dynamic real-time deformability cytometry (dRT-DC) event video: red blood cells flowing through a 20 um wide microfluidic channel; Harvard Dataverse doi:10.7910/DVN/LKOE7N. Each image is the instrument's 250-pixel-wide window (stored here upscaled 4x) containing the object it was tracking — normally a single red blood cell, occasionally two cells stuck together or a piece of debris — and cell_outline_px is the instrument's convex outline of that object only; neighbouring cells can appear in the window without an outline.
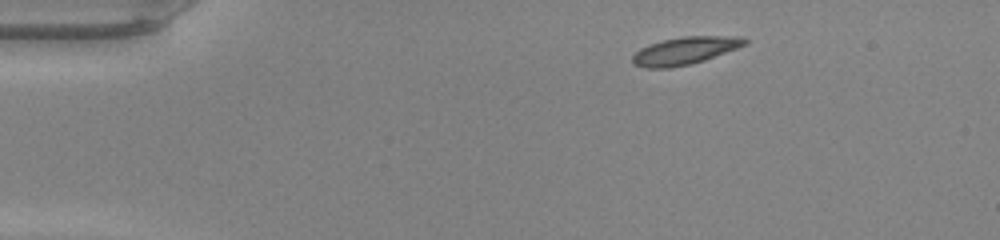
{"species": "common noctule bat (a hibernating species)", "species_latin": "Nyctalus noctula", "temperature_condition": "warm", "stored_images_in_passage": 42, "camera_frame_rate_fps": 3000, "um_per_image_px": 0.085, "animal": {"sex": "male", "body_mass_g": 20.0, "forearm_length_mm": 53.3}, "frame": {"image": 1, "passage_image": 1, "time_ms": 0.0, "image_size_px": [1000, 240], "cell_outline_px": [[748, 44], [704, 60], [688, 64], [668, 68], [644, 68], [632, 64], [632, 56], [640, 48], [648, 44], [664, 40], [684, 36], [744, 36], [748, 40]], "centroid_in_image_um": [58.22, 4.3], "position_along_channel_um": 26.8, "area_um2": 18.03}}
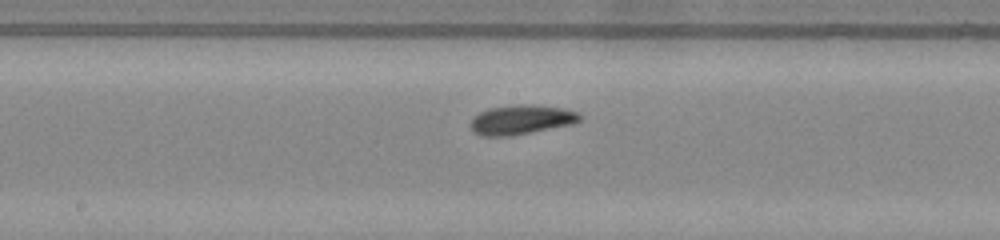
{"frame": {"image": 2, "passage_image": 19, "time_ms": 6.0, "image_size_px": [1000, 240], "cell_outline_px": [[584, 116], [580, 120], [572, 124], [512, 136], [480, 136], [472, 132], [468, 124], [480, 112], [488, 108], [520, 104], [532, 104], [560, 108], [576, 112]], "centroid_in_image_um": [44.27, 10.18], "position_along_channel_um": 203.9, "area_um2": 18.84}}
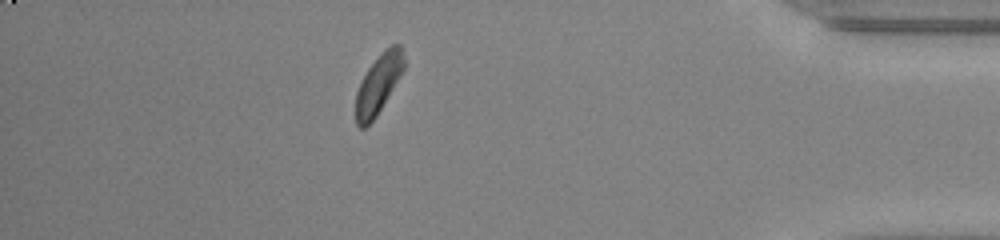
{"frame": {"image": 3, "passage_image": 36, "time_ms": 11.667, "image_size_px": [1000, 240], "cell_outline_px": [[404, 68], [400, 76], [376, 116], [364, 128], [360, 128], [356, 124], [356, 92], [368, 68], [392, 44], [400, 44], [404, 56]], "centroid_in_image_um": [32.16, 7.17], "position_along_channel_um": 403.0, "area_um2": 16.01}, "authors_computed_cell_mechanics": {"area_um2": 17.6579, "velocity_mm_per_s": 4.217, "shape_relaxation_time_tau1_ms": 2.4349, "shape_relaxation_time_tau2_ms": 3.4651, "deformation_change_tau1": 0.1144, "deformation_change_tau2": 0.0899}}